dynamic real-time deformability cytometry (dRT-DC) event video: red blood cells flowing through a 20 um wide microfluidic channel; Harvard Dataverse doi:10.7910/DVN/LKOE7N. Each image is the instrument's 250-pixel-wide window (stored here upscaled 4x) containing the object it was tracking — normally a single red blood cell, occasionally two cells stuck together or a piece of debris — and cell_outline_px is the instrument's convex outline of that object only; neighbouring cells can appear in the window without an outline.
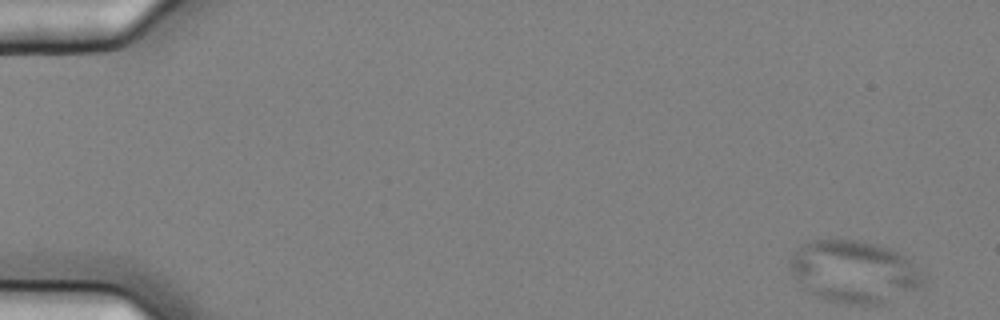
{"species": "common noctule bat (a hibernating species)", "species_latin": "Nyctalus noctula", "temperature_condition": "cold", "stored_images_in_passage": 55, "camera_frame_rate_fps": 3000, "um_per_image_px": 0.085, "animal": {"sex": "female", "body_mass_g": 25.1}, "frame": {"image": 1, "passage_image": 1, "time_ms": 0.0, "image_size_px": [1000, 320], "cell_outline_px": [[928, 276], [924, 288], [876, 304], [836, 304], [824, 300], [816, 296], [792, 272], [788, 264], [788, 260], [796, 248], [800, 244], [812, 240], [856, 240], [876, 244], [888, 248], [904, 256]], "centroid_in_image_um": [72.65, 23.09], "position_along_channel_um": 12.4, "area_um2": 48.44}}
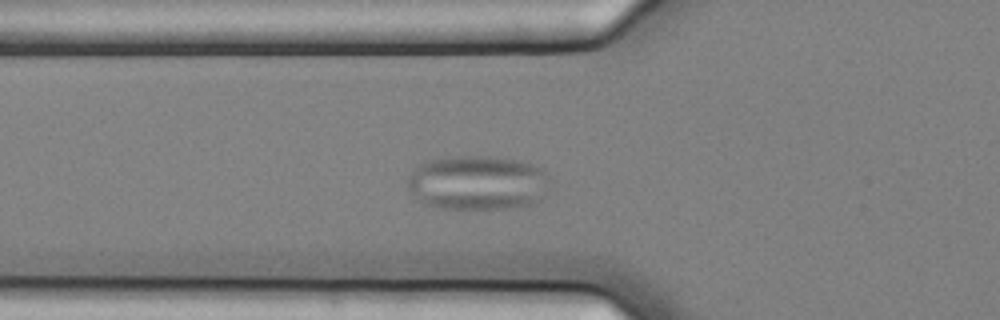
{"frame": {"image": 2, "passage_image": 19, "time_ms": 6.0, "image_size_px": [1000, 320], "cell_outline_px": [[548, 180], [544, 196], [540, 200], [528, 204], [508, 208], [432, 208], [420, 200], [408, 188], [408, 176], [424, 160], [440, 156], [496, 156], [516, 160], [532, 164], [544, 168], [548, 176]], "centroid_in_image_um": [40.58, 15.5], "position_along_channel_um": 85.2, "area_um2": 45.43}}
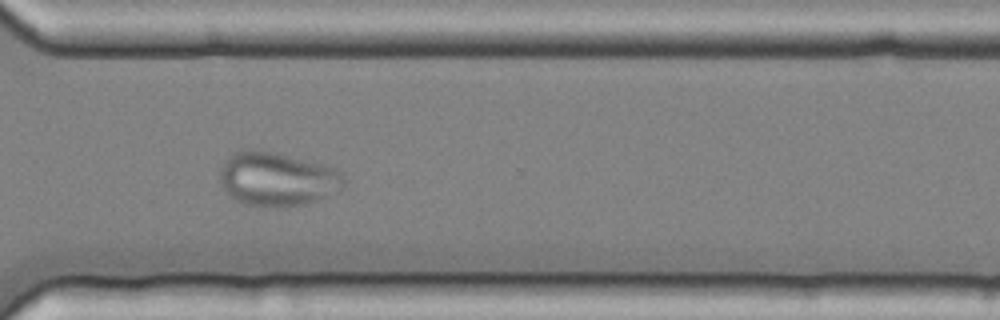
{"frame": {"image": 3, "passage_image": 41, "time_ms": 13.333, "image_size_px": [1000, 320], "cell_outline_px": [[344, 184], [340, 188], [316, 200], [304, 204], [280, 208], [244, 204], [236, 200], [224, 188], [220, 180], [220, 168], [224, 160], [236, 152], [276, 152], [336, 168], [344, 176]], "centroid_in_image_um": [23.56, 15.24], "position_along_channel_um": 347.0, "area_um2": 38.15}}